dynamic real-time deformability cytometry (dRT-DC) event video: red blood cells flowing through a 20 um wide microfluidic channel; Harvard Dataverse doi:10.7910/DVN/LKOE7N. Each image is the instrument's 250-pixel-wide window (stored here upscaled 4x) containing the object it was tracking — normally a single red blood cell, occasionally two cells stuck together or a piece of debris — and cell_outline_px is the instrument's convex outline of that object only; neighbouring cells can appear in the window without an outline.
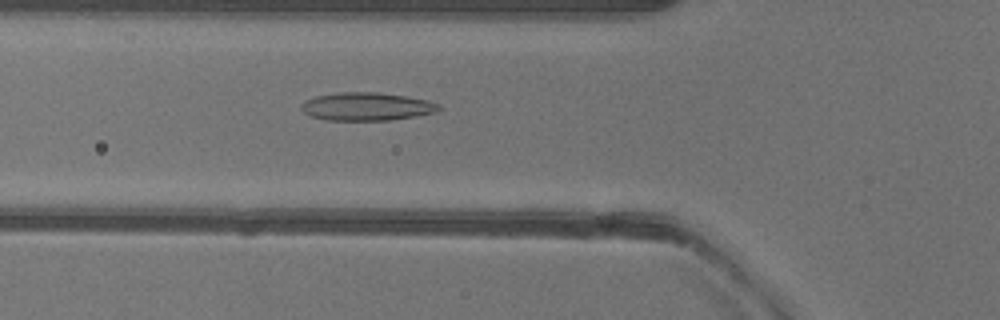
{"species": "common noctule bat (a hibernating species)", "species_latin": "Nyctalus noctula", "temperature_condition": "warm", "stored_images_in_passage": 51, "camera_frame_rate_fps": 3000, "um_per_image_px": 0.085, "animal": {"sex": "female"}, "frame": {"image": 1, "passage_image": 18, "time_ms": 5.667, "image_size_px": [1000, 320], "cell_outline_px": [[444, 108], [436, 112], [416, 116], [388, 120], [324, 120], [312, 116], [304, 112], [300, 108], [300, 104], [304, 100], [316, 96], [336, 92], [376, 92], [408, 96], [428, 100], [440, 104]], "centroid_in_image_um": [31.18, 9.05], "position_along_channel_um": 94.6, "area_um2": 22.77}}
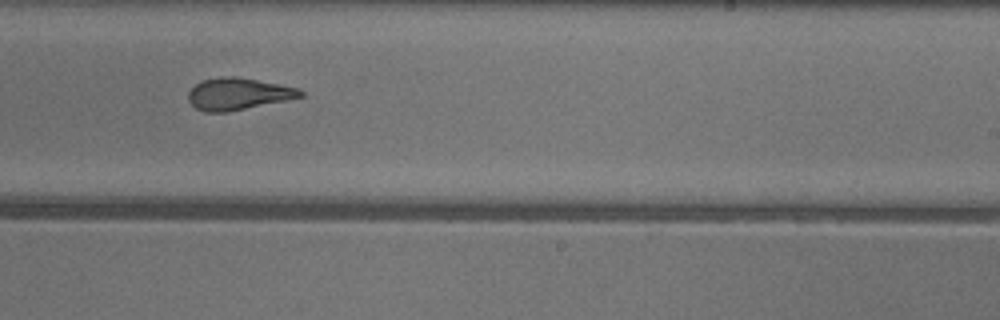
{"frame": {"image": 2, "passage_image": 31, "time_ms": 10.0, "image_size_px": [1000, 320], "cell_outline_px": [[304, 96], [228, 112], [204, 112], [196, 108], [188, 100], [188, 92], [196, 84], [204, 80], [220, 76], [236, 76], [296, 88], [304, 92]], "centroid_in_image_um": [20.2, 7.98], "position_along_channel_um": 268.8, "area_um2": 20.52}}
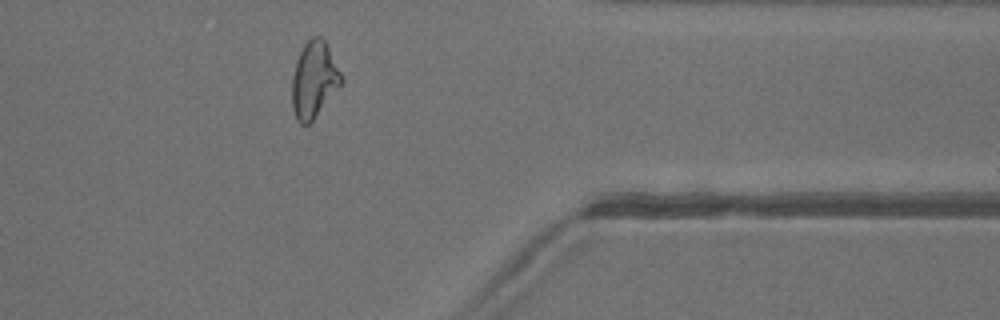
{"frame": {"image": 3, "passage_image": 41, "time_ms": 13.333, "image_size_px": [1000, 320], "cell_outline_px": [[344, 80], [312, 120], [308, 124], [300, 124], [296, 120], [292, 108], [292, 76], [296, 60], [304, 44], [312, 36], [320, 36], [324, 40]], "centroid_in_image_um": [26.66, 6.77], "position_along_channel_um": 384.7, "area_um2": 21.5}, "authors_computed_cell_mechanics": {"area_um2": 22.4842, "velocity_mm_per_s": 4.0095, "shape_relaxation_time_tau1_ms": 5.573, "shape_relaxation_time_tau2_ms": 1.5223, "deformation_change_tau1": 0.2108, "deformation_change_tau2": 0.1105}}